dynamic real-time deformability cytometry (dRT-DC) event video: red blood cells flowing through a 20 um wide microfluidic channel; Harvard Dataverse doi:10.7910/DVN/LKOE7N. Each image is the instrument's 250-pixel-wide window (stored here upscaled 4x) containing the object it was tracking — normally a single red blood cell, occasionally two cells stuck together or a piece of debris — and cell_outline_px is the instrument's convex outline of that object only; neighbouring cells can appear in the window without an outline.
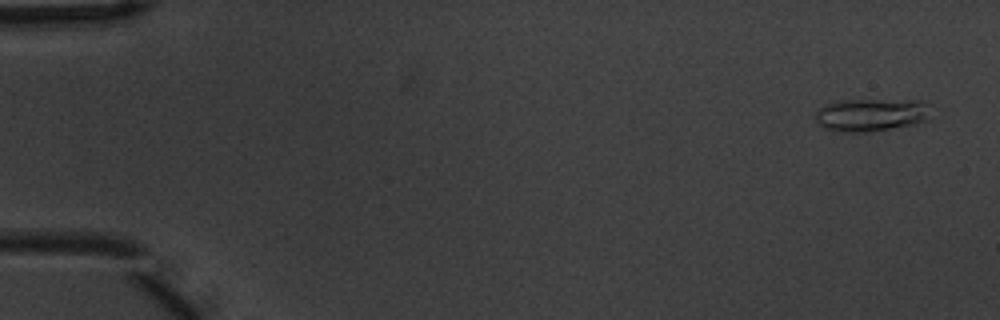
{"species": "common noctule bat (a hibernating species)", "species_latin": "Nyctalus noctula", "temperature_condition": "warm", "stored_images_in_passage": 4, "camera_frame_rate_fps": 3000, "um_per_image_px": 0.085, "animal": {"sex": "male", "body_mass_g": 20.1, "forearm_length_mm": 53.5}, "frame": {"image": 1, "passage_image": 1, "time_ms": 0.0, "image_size_px": [1000, 320], "cell_outline_px": [[928, 120], [912, 124], [868, 132], [844, 132], [824, 128], [816, 124], [812, 116], [824, 104], [840, 100], [920, 100], [928, 104]], "centroid_in_image_um": [73.97, 9.75], "position_along_channel_um": 11.0, "area_um2": 22.2}}